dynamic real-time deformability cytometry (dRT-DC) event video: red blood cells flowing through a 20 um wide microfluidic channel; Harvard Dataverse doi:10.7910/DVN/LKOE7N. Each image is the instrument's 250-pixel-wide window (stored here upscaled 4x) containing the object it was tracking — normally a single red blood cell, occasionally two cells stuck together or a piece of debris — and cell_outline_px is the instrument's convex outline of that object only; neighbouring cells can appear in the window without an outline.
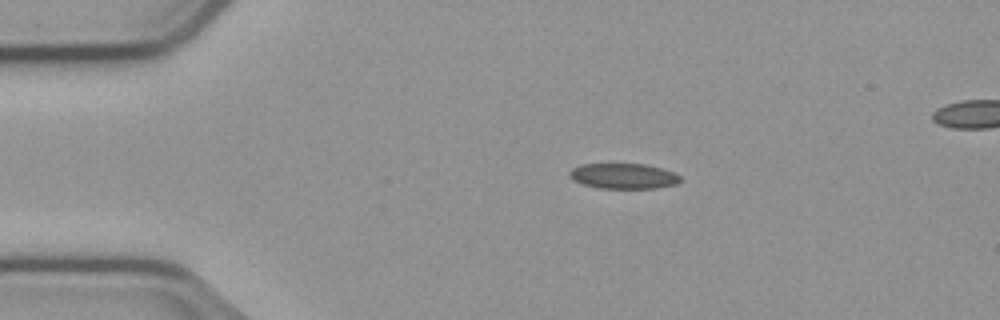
{"species": "common noctule bat (a hibernating species)", "species_latin": "Nyctalus noctula", "temperature_condition": "cold", "stored_images_in_passage": 44, "camera_frame_rate_fps": 3000, "um_per_image_px": 0.085, "animal": {"sex": "male", "body_mass_g": 23.1, "forearm_length_mm": 52.7}, "frame": {"image": 1, "passage_image": 1, "time_ms": 0.0, "image_size_px": [1000, 320], "cell_outline_px": [[680, 180], [676, 184], [656, 188], [600, 188], [584, 184], [572, 180], [568, 176], [568, 172], [572, 168], [580, 164], [648, 164], [676, 172], [680, 176]], "centroid_in_image_um": [52.99, 14.95], "position_along_channel_um": 32.0, "area_um2": 16.53}}
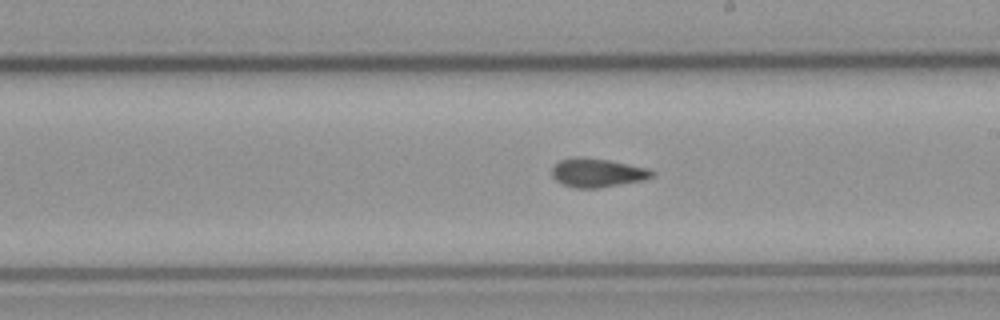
{"frame": {"image": 2, "passage_image": 21, "time_ms": 6.667, "image_size_px": [1000, 320], "cell_outline_px": [[656, 172], [652, 176], [644, 180], [596, 188], [576, 188], [564, 184], [556, 180], [552, 176], [552, 164], [560, 160], [572, 156], [584, 156], [608, 160], [648, 168]], "centroid_in_image_um": [50.74, 14.66], "position_along_channel_um": 238.3, "area_um2": 16.88}}
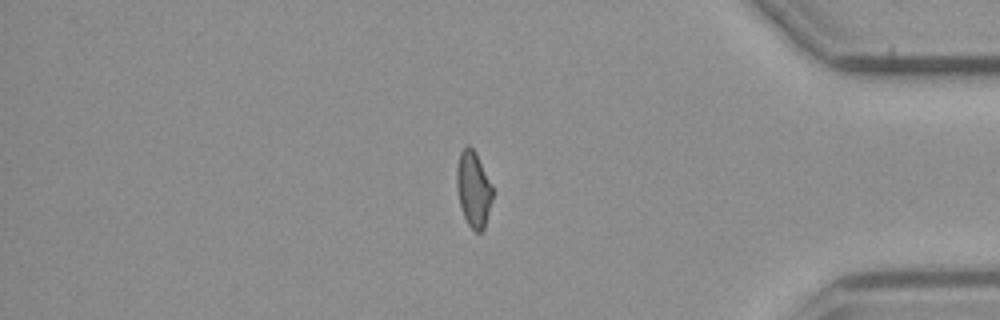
{"frame": {"image": 3, "passage_image": 36, "time_ms": 11.667, "image_size_px": [1000, 320], "cell_outline_px": [[492, 200], [484, 228], [480, 232], [476, 232], [468, 224], [464, 216], [460, 204], [456, 188], [456, 168], [460, 152], [468, 144], [476, 152], [492, 188]], "centroid_in_image_um": [40.22, 16.06], "position_along_channel_um": 395.0, "area_um2": 15.61}, "authors_computed_cell_mechanics": {"area_um2": 16.5019, "velocity_mm_per_s": 3.765, "shape_relaxation_time_tau1_ms": null, "shape_relaxation_time_tau2_ms": 2.6596, "deformation_change_tau1": null, "deformation_change_tau2": 0.0872}}